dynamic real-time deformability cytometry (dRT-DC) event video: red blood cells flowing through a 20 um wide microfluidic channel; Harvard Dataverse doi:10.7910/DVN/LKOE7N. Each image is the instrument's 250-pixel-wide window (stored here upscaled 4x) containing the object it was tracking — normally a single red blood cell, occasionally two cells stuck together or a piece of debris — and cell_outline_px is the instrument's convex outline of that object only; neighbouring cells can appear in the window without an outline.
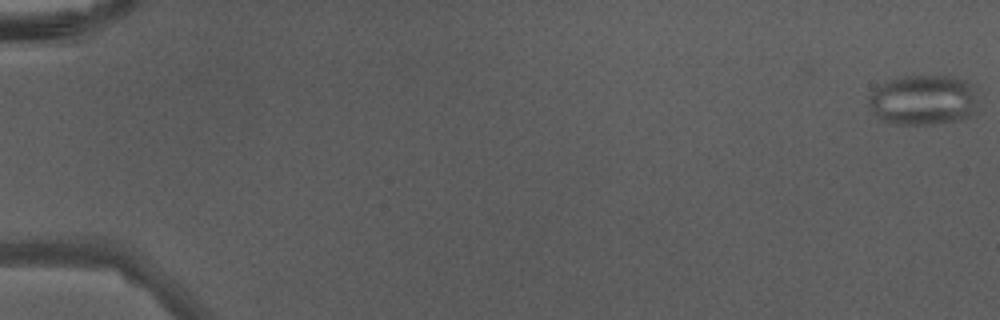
{"species": "Egyptian fruit bat (a non-hibernating species)", "species_latin": "Rousettus aegyptiacus", "temperature_condition": "warm", "stored_images_in_passage": 47, "camera_frame_rate_fps": 3000, "um_per_image_px": 0.085, "animal": {"sex": "male"}, "frame": {"image": 1, "passage_image": 1, "time_ms": 0.0, "image_size_px": [1000, 320], "cell_outline_px": [[980, 112], [972, 116], [960, 120], [932, 124], [896, 124], [880, 120], [876, 116], [868, 104], [868, 96], [876, 88], [888, 80], [904, 76], [948, 76], [964, 80], [980, 88]], "centroid_in_image_um": [78.61, 8.51], "position_along_channel_um": 6.4, "area_um2": 33.12}}
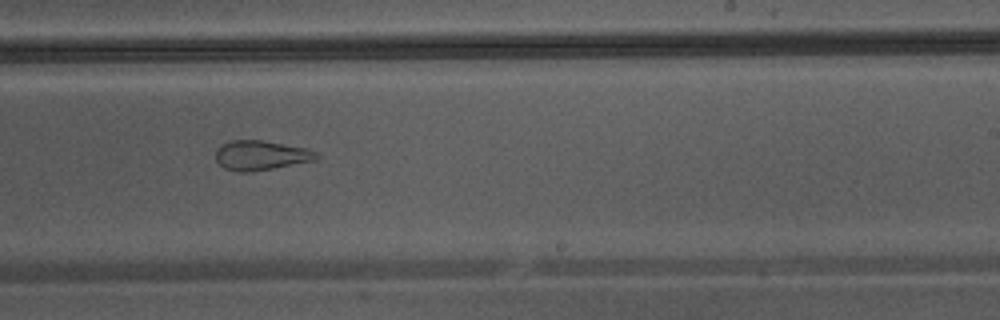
{"frame": {"image": 2, "passage_image": 31, "time_ms": 10.0, "image_size_px": [1000, 320], "cell_outline_px": [[320, 156], [316, 160], [252, 172], [236, 172], [224, 168], [216, 160], [216, 152], [224, 144], [232, 140], [264, 140], [308, 148], [316, 152]], "centroid_in_image_um": [22.22, 13.21], "position_along_channel_um": 266.8, "area_um2": 17.4}}
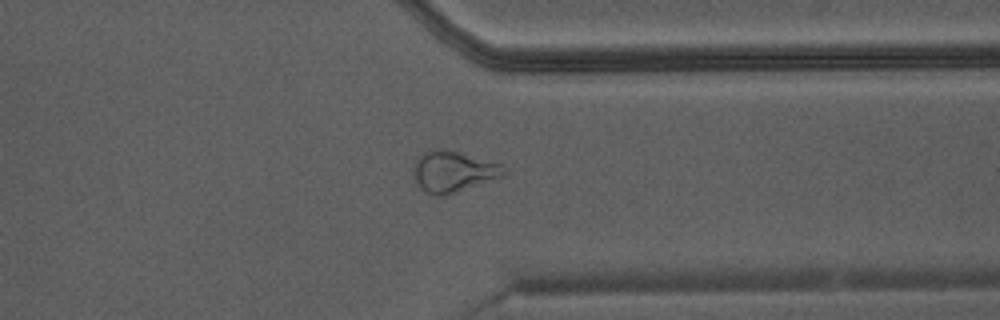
{"frame": {"image": 3, "passage_image": 38, "time_ms": 12.333, "image_size_px": [1000, 320], "cell_outline_px": [[508, 172], [504, 176], [448, 196], [436, 196], [424, 192], [416, 184], [412, 168], [416, 160], [424, 152], [440, 148], [452, 148], [500, 164]], "centroid_in_image_um": [38.52, 14.58], "position_along_channel_um": 372.9, "area_um2": 22.31}}